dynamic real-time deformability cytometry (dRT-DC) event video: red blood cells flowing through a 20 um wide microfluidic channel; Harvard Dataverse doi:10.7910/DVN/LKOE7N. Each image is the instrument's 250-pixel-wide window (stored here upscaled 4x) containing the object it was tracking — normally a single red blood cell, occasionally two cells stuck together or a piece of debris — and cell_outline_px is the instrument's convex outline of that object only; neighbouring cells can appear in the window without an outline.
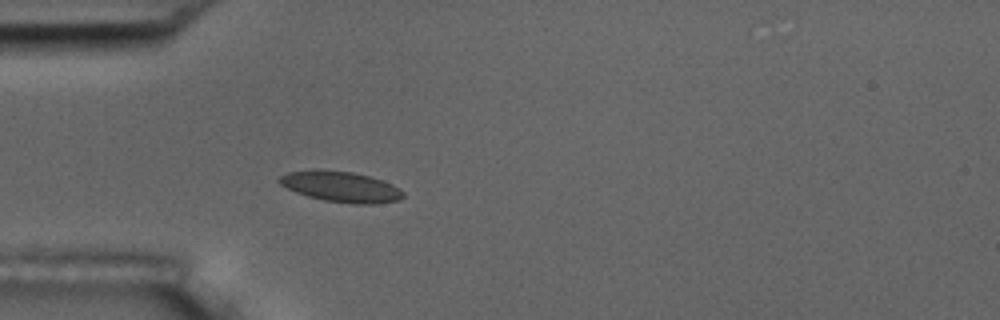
{"species": "common noctule bat (a hibernating species)", "species_latin": "Nyctalus noctula", "temperature_condition": "room temperature", "stored_images_in_passage": 5, "camera_frame_rate_fps": 3000, "um_per_image_px": 0.085, "animal": {"sex": "male", "body_mass_g": 17.5, "forearm_length_mm": 52.3}, "frame": {"image": 1, "passage_image": 5, "time_ms": 4.667, "image_size_px": [1000, 320], "cell_outline_px": [[404, 196], [400, 200], [372, 204], [352, 204], [324, 200], [308, 196], [296, 192], [280, 184], [276, 180], [280, 176], [288, 172], [312, 168], [320, 168], [352, 172], [368, 176], [392, 184], [400, 188], [404, 192]], "centroid_in_image_um": [28.95, 15.85], "position_along_channel_um": 56.1, "area_um2": 22.37}}